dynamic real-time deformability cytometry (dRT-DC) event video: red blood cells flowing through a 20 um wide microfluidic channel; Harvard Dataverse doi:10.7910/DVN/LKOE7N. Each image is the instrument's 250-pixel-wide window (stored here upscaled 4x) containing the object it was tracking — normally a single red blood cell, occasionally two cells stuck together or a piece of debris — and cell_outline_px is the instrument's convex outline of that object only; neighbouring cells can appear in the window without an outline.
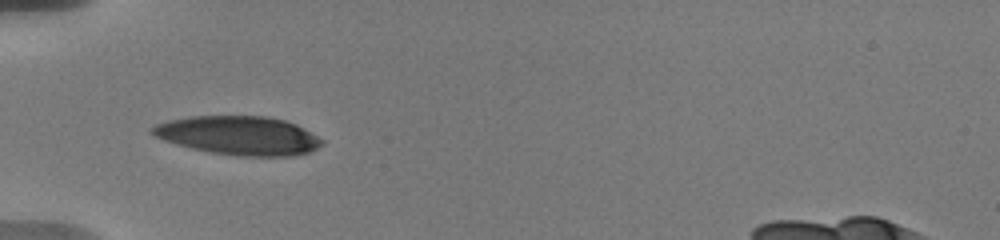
{"species": "human", "species_latin": "Homo sapiens", "temperature_condition": "warm", "stored_images_in_passage": 16, "camera_frame_rate_fps": 3000, "um_per_image_px": 0.085, "donor": {"sex": "male"}, "frame": {"image": 1, "passage_image": 1, "time_ms": 0.0, "image_size_px": [1000, 240], "cell_outline_px": [[324, 144], [308, 152], [292, 156], [240, 156], [212, 152], [192, 148], [176, 144], [164, 140], [148, 132], [148, 128], [156, 124], [168, 120], [192, 116], [268, 116], [284, 120], [296, 124], [324, 140]], "centroid_in_image_um": [20.27, 11.51], "position_along_channel_um": 64.7, "area_um2": 38.32}}
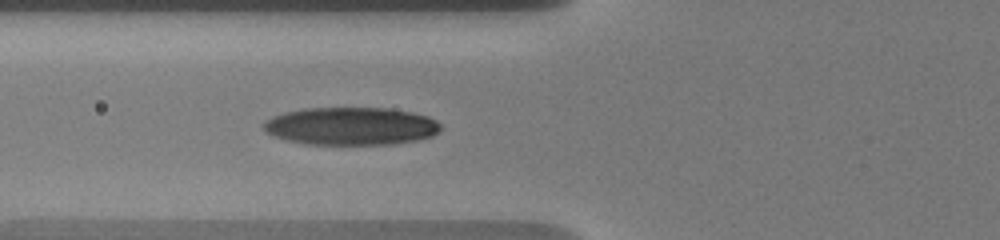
{"frame": {"image": 2, "passage_image": 8, "time_ms": 1.0, "image_size_px": [1000, 240], "cell_outline_px": [[440, 132], [432, 136], [416, 140], [392, 144], [308, 144], [288, 140], [272, 136], [260, 128], [260, 124], [264, 120], [272, 116], [284, 112], [304, 108], [388, 108], [412, 112], [428, 116], [436, 120], [440, 124]], "centroid_in_image_um": [29.79, 10.71], "position_along_channel_um": 96.0, "area_um2": 39.36}}
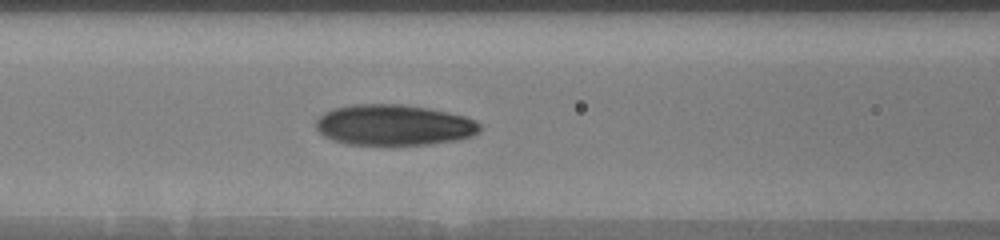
{"frame": {"image": 3, "passage_image": 15, "time_ms": 2.0, "image_size_px": [1000, 240], "cell_outline_px": [[480, 128], [472, 136], [456, 140], [432, 144], [388, 148], [348, 144], [332, 140], [324, 136], [316, 128], [316, 120], [324, 112], [332, 108], [352, 104], [400, 104], [428, 108], [464, 116], [476, 120], [480, 124]], "centroid_in_image_um": [33.44, 10.67], "position_along_channel_um": 133.2, "area_um2": 40.06}}